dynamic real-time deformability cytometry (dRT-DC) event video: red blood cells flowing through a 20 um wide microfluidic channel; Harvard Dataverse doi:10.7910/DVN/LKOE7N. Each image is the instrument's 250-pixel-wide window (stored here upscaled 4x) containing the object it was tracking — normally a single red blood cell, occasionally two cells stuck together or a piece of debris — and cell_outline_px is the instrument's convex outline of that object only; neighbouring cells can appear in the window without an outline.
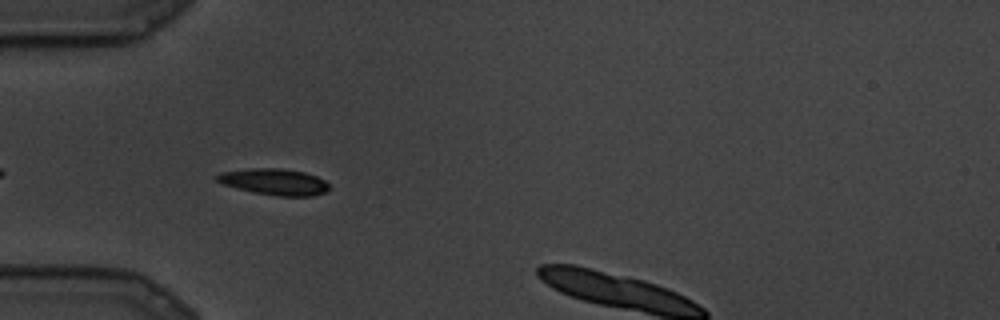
{"species": "common noctule bat (a hibernating species)", "species_latin": "Nyctalus noctula", "temperature_condition": "cold", "stored_images_in_passage": 9, "camera_frame_rate_fps": 3000, "um_per_image_px": 0.085, "animal": {"sex": "male", "body_mass_g": 19.5, "forearm_length_mm": 54.6}, "frame": {"image": 1, "passage_image": 3, "time_ms": 0.667, "image_size_px": [1000, 320], "cell_outline_px": [[328, 192], [312, 196], [276, 196], [252, 192], [224, 184], [216, 180], [216, 176], [220, 172], [248, 168], [280, 168], [304, 172], [316, 176], [324, 180], [328, 184]], "centroid_in_image_um": [23.33, 15.45], "position_along_channel_um": 61.7, "area_um2": 17.22}}
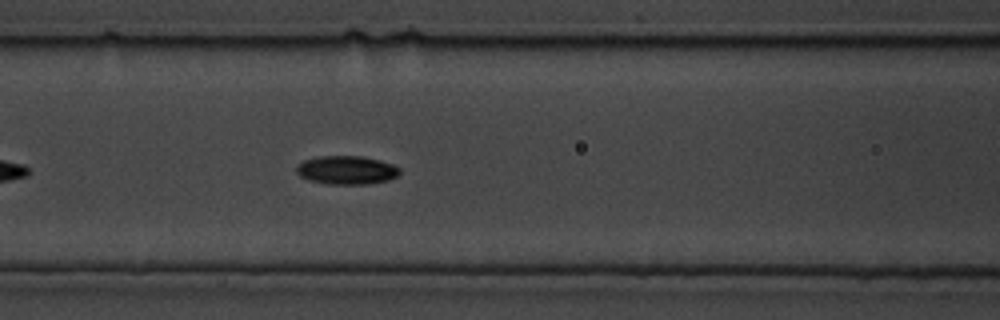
{"frame": {"image": 2, "passage_image": 6, "time_ms": 1.667, "image_size_px": [1000, 320], "cell_outline_px": [[400, 172], [396, 176], [388, 180], [368, 184], [328, 184], [308, 180], [300, 176], [296, 172], [296, 164], [304, 160], [316, 156], [360, 156], [380, 160], [392, 164], [400, 168]], "centroid_in_image_um": [29.42, 14.45], "position_along_channel_um": 137.2, "area_um2": 17.28}}
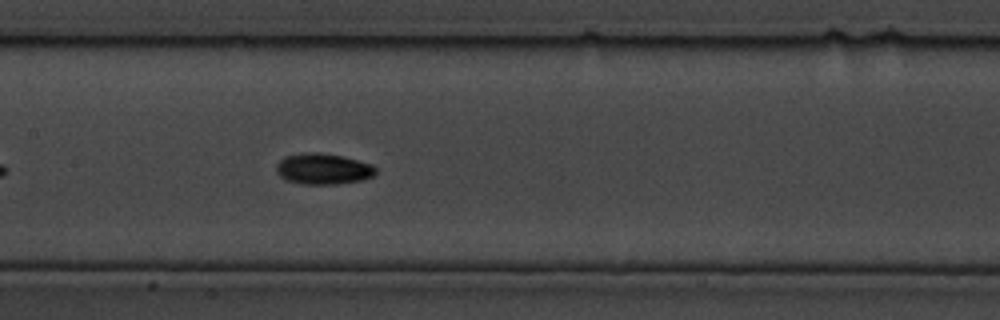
{"frame": {"image": 3, "passage_image": 8, "time_ms": 2.333, "image_size_px": [1000, 320], "cell_outline_px": [[376, 172], [372, 176], [360, 180], [336, 184], [304, 184], [288, 180], [280, 176], [276, 172], [276, 164], [284, 156], [304, 152], [316, 152], [344, 156], [372, 164], [376, 168]], "centroid_in_image_um": [27.45, 14.34], "position_along_channel_um": 179.9, "area_um2": 17.92}}